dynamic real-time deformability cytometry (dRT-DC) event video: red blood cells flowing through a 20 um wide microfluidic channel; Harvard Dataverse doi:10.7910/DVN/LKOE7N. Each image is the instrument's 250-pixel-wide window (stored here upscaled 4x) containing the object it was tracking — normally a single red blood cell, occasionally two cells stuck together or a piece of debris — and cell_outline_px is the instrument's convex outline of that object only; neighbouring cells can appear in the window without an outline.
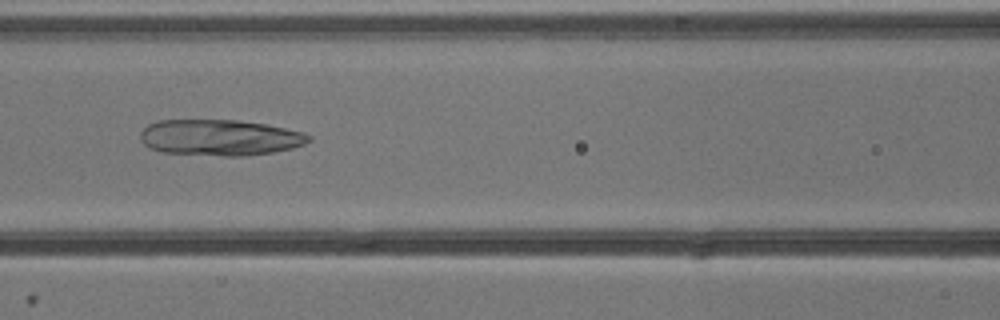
{"species": "common noctule bat (a hibernating species)", "species_latin": "Nyctalus noctula", "temperature_condition": "cold", "stored_images_in_passage": 51, "camera_frame_rate_fps": 3000, "um_per_image_px": 0.085, "animal": {"sex": "male", "body_mass_g": 13.3}, "frame": {"image": 1, "passage_image": 23, "time_ms": 7.333, "image_size_px": [1000, 320], "cell_outline_px": [[312, 140], [304, 144], [292, 148], [272, 152], [244, 156], [224, 156], [160, 152], [148, 148], [140, 140], [140, 132], [148, 124], [156, 120], [236, 120], [264, 124], [304, 132], [312, 136]], "centroid_in_image_um": [18.66, 11.69], "position_along_channel_um": 147.9, "area_um2": 35.55}}
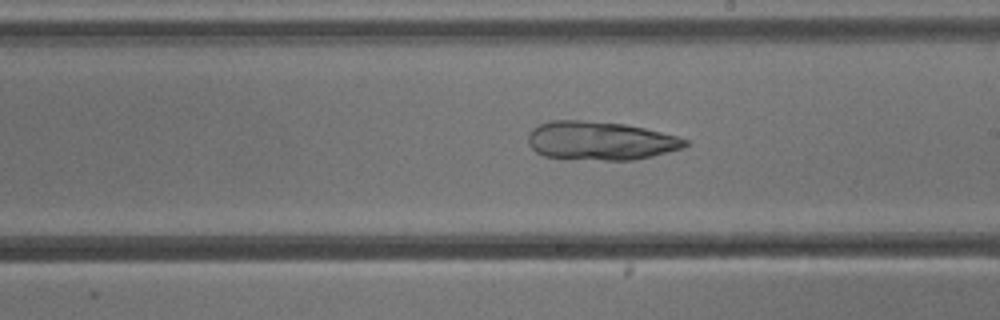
{"frame": {"image": 2, "passage_image": 30, "time_ms": 9.667, "image_size_px": [1000, 320], "cell_outline_px": [[688, 144], [684, 148], [636, 160], [604, 160], [544, 156], [536, 152], [528, 144], [528, 132], [532, 128], [540, 124], [552, 120], [584, 120], [624, 124], [644, 128], [676, 136], [688, 140]], "centroid_in_image_um": [51.02, 11.96], "position_along_channel_um": 238.0, "area_um2": 35.26}}
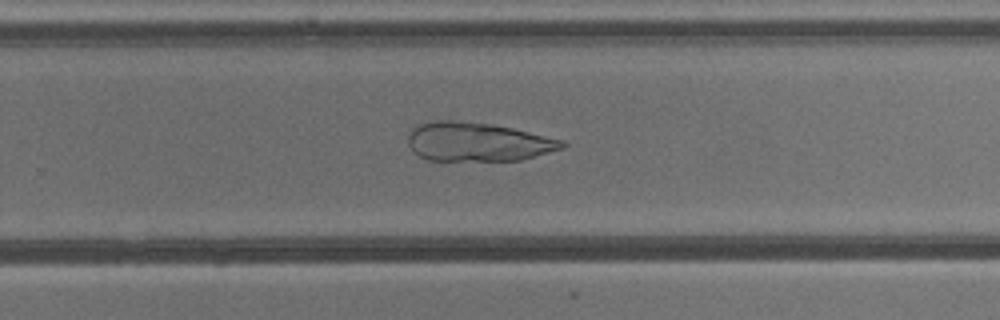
{"frame": {"image": 3, "passage_image": 34, "time_ms": 11.0, "image_size_px": [1000, 320], "cell_outline_px": [[568, 144], [564, 148], [520, 160], [428, 160], [420, 156], [408, 144], [408, 136], [412, 128], [416, 124], [432, 120], [456, 120], [488, 124], [512, 128], [564, 140]], "centroid_in_image_um": [40.6, 12.05], "position_along_channel_um": 289.2, "area_um2": 34.8}}